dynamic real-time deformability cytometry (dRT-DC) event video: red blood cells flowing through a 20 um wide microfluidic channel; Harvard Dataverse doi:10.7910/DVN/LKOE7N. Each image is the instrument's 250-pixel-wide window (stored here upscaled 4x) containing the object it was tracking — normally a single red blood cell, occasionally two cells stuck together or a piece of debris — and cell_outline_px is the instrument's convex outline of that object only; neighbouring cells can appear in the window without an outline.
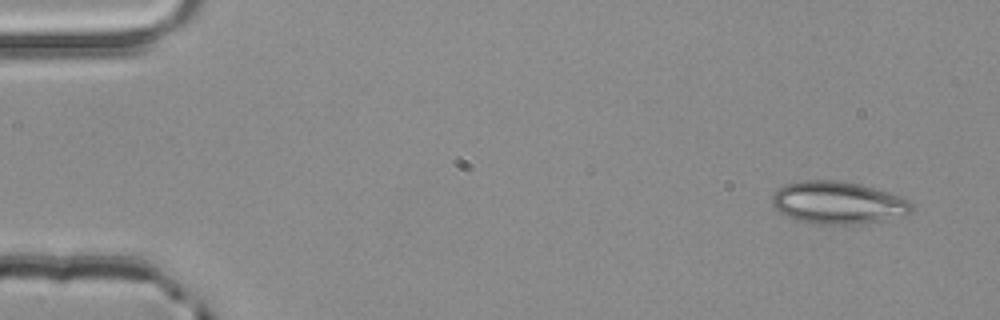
{"species": "common noctule bat (a hibernating species)", "species_latin": "Nyctalus noctula", "temperature_condition": "room temperature", "stored_images_in_passage": 4, "camera_frame_rate_fps": 3000, "um_per_image_px": 0.085, "animal": {"sex": "male", "body_mass_g": 20.4}, "frame": {"image": 1, "passage_image": 1, "time_ms": 0.0, "image_size_px": [1000, 320], "cell_outline_px": [[912, 212], [908, 216], [860, 224], [820, 224], [800, 220], [788, 216], [780, 212], [772, 204], [772, 196], [784, 184], [804, 180], [832, 180], [856, 184], [888, 192], [900, 196], [908, 200], [912, 204]], "centroid_in_image_um": [71.27, 17.24], "position_along_channel_um": 13.7, "area_um2": 34.28}}